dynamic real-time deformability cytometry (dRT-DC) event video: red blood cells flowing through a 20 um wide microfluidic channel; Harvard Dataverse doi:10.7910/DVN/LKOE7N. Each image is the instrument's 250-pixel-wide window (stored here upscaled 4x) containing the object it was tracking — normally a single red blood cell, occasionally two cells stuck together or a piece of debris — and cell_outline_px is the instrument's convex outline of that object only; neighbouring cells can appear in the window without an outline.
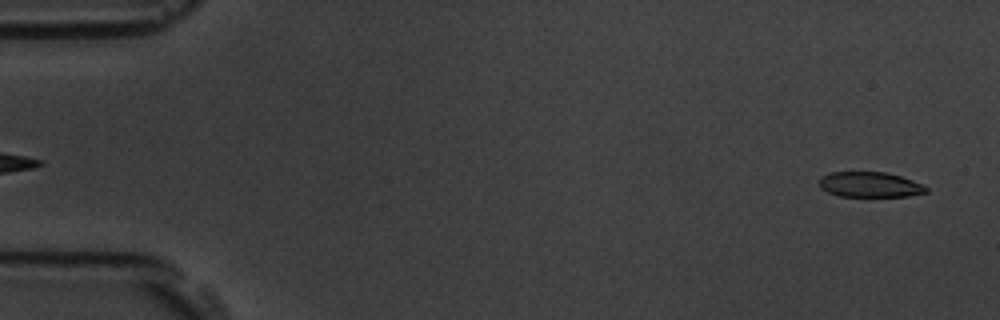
{"species": "common noctule bat (a hibernating species)", "species_latin": "Nyctalus noctula", "temperature_condition": "room temperature", "stored_images_in_passage": 53, "camera_frame_rate_fps": 3000, "um_per_image_px": 0.085, "animal": {"sex": "male", "body_mass_g": 19.5, "forearm_length_mm": 54.6}, "frame": {"image": 1, "passage_image": 2, "time_ms": 0.333, "image_size_px": [1000, 320], "cell_outline_px": [[928, 192], [908, 196], [840, 196], [828, 192], [820, 188], [820, 176], [832, 172], [884, 172], [900, 176], [924, 184], [928, 188]], "centroid_in_image_um": [73.96, 15.69], "position_along_channel_um": 11.0, "area_um2": 15.72}}
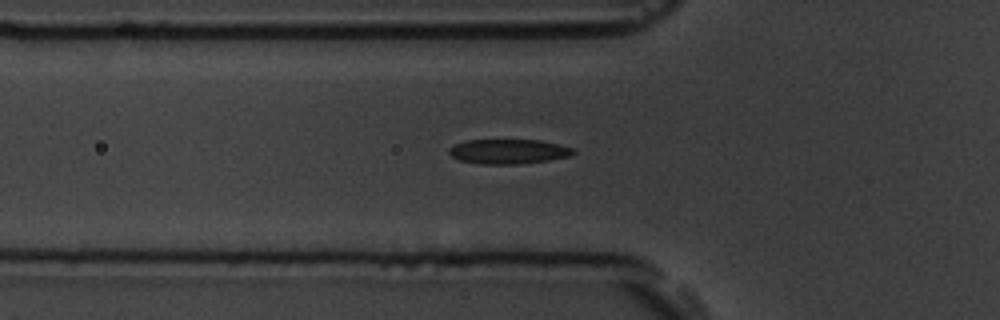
{"frame": {"image": 2, "passage_image": 18, "time_ms": 5.667, "image_size_px": [1000, 320], "cell_outline_px": [[576, 152], [572, 156], [548, 160], [520, 164], [480, 164], [460, 160], [452, 156], [448, 152], [448, 148], [456, 144], [468, 140], [540, 140], [572, 148]], "centroid_in_image_um": [43.22, 12.88], "position_along_channel_um": 82.6, "area_um2": 17.8}}
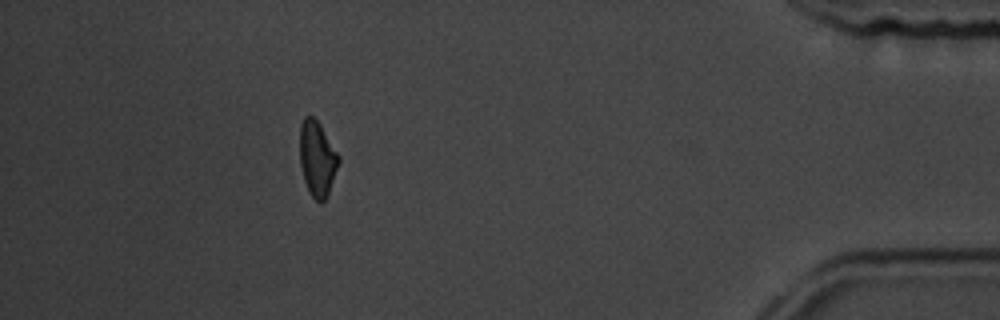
{"frame": {"image": 3, "passage_image": 48, "time_ms": 15.667, "image_size_px": [1000, 320], "cell_outline_px": [[340, 160], [328, 192], [324, 200], [320, 204], [312, 196], [304, 180], [300, 164], [300, 124], [304, 116], [312, 116], [320, 124], [340, 156]], "centroid_in_image_um": [26.96, 13.45], "position_along_channel_um": 408.2, "area_um2": 16.82}, "authors_computed_cell_mechanics": {"area_um2": 17.6868, "velocity_mm_per_s": 3.7905, "shape_relaxation_time_tau1_ms": 6.1089, "shape_relaxation_time_tau2_ms": 3.5198, "deformation_change_tau1": 0.1459, "deformation_change_tau2": 0.0958}}